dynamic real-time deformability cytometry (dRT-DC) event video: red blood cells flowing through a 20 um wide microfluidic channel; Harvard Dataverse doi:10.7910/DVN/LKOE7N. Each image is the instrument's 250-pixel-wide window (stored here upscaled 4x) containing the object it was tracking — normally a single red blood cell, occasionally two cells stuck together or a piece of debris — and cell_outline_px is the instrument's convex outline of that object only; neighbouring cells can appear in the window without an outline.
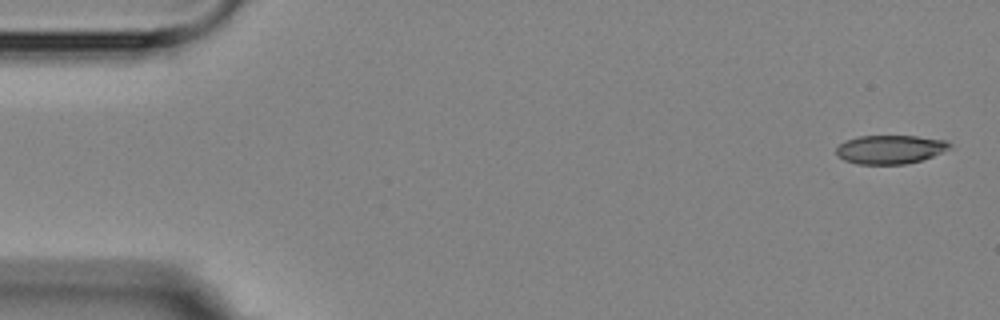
{"species": "Egyptian fruit bat (a non-hibernating species)", "species_latin": "Rousettus aegyptiacus", "temperature_condition": "room temperature", "stored_images_in_passage": 3, "camera_frame_rate_fps": 3000, "um_per_image_px": 0.085, "animal": {"sex": "female"}, "frame": {"image": 1, "passage_image": 1, "time_ms": 0.0, "image_size_px": [1000, 320], "cell_outline_px": [[952, 148], [932, 156], [920, 160], [904, 164], [856, 164], [844, 160], [836, 156], [836, 148], [844, 140], [856, 136], [916, 136], [948, 140], [952, 144]], "centroid_in_image_um": [75.65, 12.69], "position_along_channel_um": 9.3, "area_um2": 19.19}}